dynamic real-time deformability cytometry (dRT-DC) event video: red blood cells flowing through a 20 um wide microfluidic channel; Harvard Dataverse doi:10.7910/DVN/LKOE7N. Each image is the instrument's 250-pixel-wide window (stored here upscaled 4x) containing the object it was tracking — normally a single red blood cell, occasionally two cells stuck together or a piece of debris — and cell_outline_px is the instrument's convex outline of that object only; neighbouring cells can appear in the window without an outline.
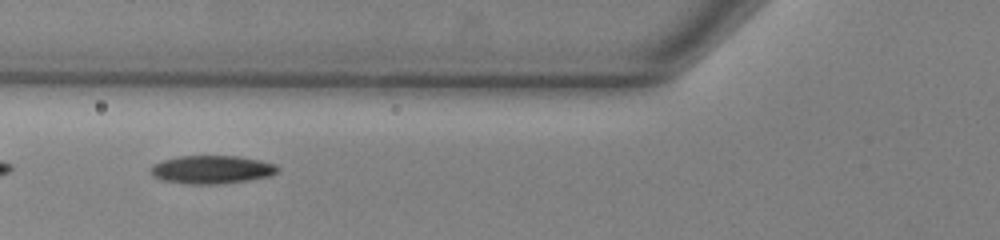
{"species": "common noctule bat (a hibernating species)", "species_latin": "Nyctalus noctula", "temperature_condition": "warm", "stored_images_in_passage": 18, "camera_frame_rate_fps": 3000, "um_per_image_px": 0.085, "animal": {"sex": "male", "body_mass_g": 13.0, "forearm_length_mm": 53.1}, "frame": {"image": 1, "passage_image": 2, "time_ms": 0.333, "image_size_px": [1000, 240], "cell_outline_px": [[280, 172], [272, 176], [248, 180], [216, 184], [184, 184], [164, 180], [152, 176], [148, 168], [152, 164], [164, 160], [180, 156], [240, 156], [260, 160], [276, 164], [280, 168]], "centroid_in_image_um": [18.02, 14.41], "position_along_channel_um": 107.8, "area_um2": 21.15}}
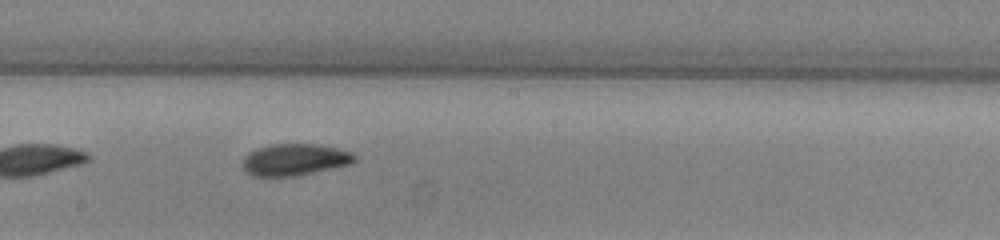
{"frame": {"image": 2, "passage_image": 11, "time_ms": 3.333, "image_size_px": [1000, 240], "cell_outline_px": [[356, 160], [352, 164], [296, 176], [252, 176], [244, 168], [244, 156], [248, 152], [256, 148], [268, 144], [320, 144], [340, 148], [352, 152], [356, 156]], "centroid_in_image_um": [25.09, 13.55], "position_along_channel_um": 223.1, "area_um2": 20.92}}